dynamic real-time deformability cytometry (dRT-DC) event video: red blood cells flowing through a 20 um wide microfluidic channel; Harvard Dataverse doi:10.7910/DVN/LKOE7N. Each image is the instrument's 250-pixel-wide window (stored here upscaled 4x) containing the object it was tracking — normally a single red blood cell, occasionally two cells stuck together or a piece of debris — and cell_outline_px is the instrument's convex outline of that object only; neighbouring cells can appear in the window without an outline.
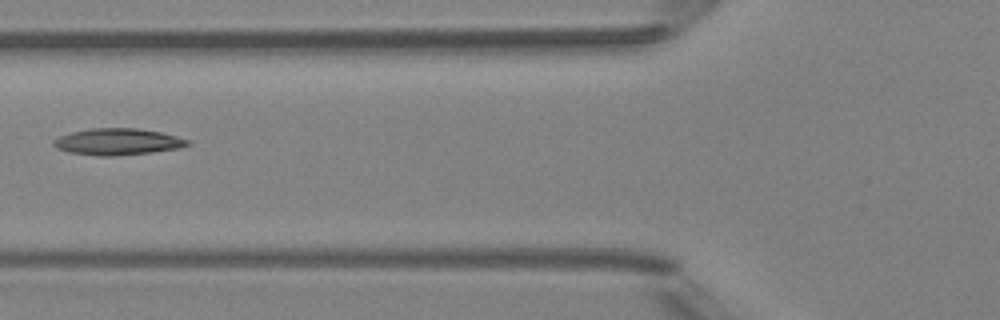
{"species": "Egyptian fruit bat (a non-hibernating species)", "species_latin": "Rousettus aegyptiacus", "temperature_condition": "room temperature", "stored_images_in_passage": 6, "camera_frame_rate_fps": 3000, "um_per_image_px": 0.085, "animal": {"sex": "female"}, "frame": {"image": 1, "passage_image": 6, "time_ms": 6.333, "image_size_px": [1000, 320], "cell_outline_px": [[192, 144], [180, 148], [152, 152], [112, 156], [100, 156], [68, 152], [56, 148], [52, 144], [52, 140], [60, 136], [72, 132], [92, 128], [136, 128], [160, 132], [176, 136], [188, 140]], "centroid_in_image_um": [9.99, 12.05], "position_along_channel_um": 115.8, "area_um2": 20.69}}